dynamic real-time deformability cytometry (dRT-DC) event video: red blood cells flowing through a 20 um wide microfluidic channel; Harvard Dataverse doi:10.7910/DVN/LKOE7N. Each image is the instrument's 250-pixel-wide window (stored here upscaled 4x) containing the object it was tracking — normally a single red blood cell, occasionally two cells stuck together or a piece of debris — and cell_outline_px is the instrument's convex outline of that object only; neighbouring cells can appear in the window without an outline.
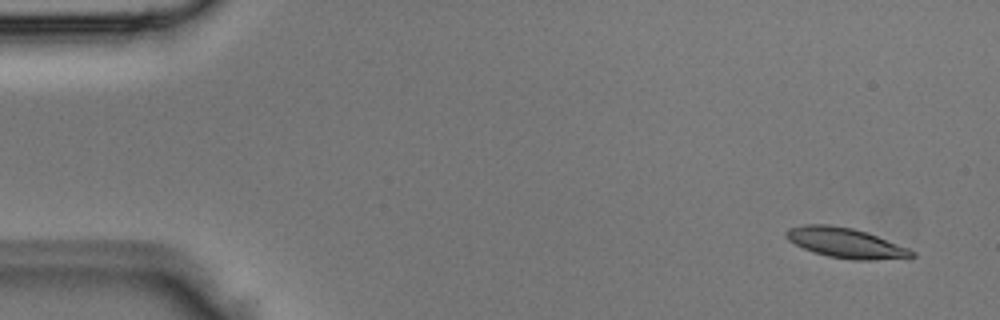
{"species": "Egyptian fruit bat (a non-hibernating species)", "species_latin": "Rousettus aegyptiacus", "temperature_condition": "room temperature", "stored_images_in_passage": 2, "camera_frame_rate_fps": 3000, "um_per_image_px": 0.085, "animal": {"sex": "male"}, "frame": {"image": 1, "passage_image": 1, "time_ms": 0.0, "image_size_px": [1000, 320], "cell_outline_px": [[916, 256], [872, 260], [852, 260], [828, 256], [804, 248], [788, 240], [784, 236], [784, 232], [788, 228], [804, 224], [828, 224], [852, 228], [868, 232], [908, 248], [916, 252]], "centroid_in_image_um": [71.86, 20.63], "position_along_channel_um": 13.1, "area_um2": 21.91}}